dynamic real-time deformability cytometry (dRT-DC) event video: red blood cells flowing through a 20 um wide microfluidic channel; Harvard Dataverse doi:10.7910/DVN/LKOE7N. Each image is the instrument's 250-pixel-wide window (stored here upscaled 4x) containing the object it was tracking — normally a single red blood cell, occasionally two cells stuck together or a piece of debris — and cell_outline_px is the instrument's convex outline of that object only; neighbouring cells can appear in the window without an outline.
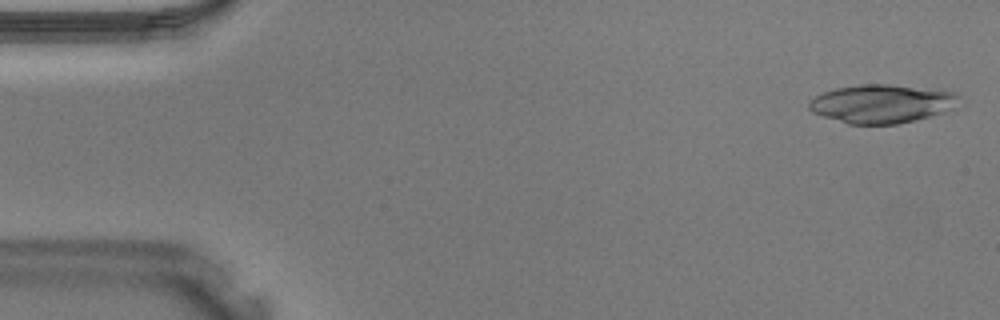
{"species": "Egyptian fruit bat (a non-hibernating species)", "species_latin": "Rousettus aegyptiacus", "temperature_condition": "warm", "stored_images_in_passage": 16, "camera_frame_rate_fps": 3000, "um_per_image_px": 0.085, "animal": {"sex": "male"}, "frame": {"image": 1, "passage_image": 1, "time_ms": 0.0, "image_size_px": [1000, 320], "cell_outline_px": [[960, 96], [944, 112], [896, 124], [848, 124], [812, 112], [808, 108], [808, 100], [824, 92], [836, 88], [860, 84], [888, 84], [956, 92]], "centroid_in_image_um": [74.86, 8.81], "position_along_channel_um": 10.1, "area_um2": 33.06}}
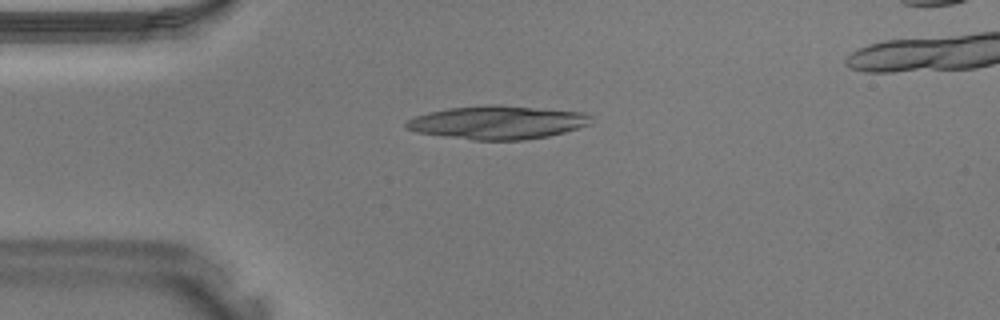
{"frame": {"image": 2, "passage_image": 9, "time_ms": 2.667, "image_size_px": [1000, 320], "cell_outline_px": [[592, 116], [588, 124], [564, 132], [548, 136], [524, 140], [472, 140], [444, 136], [420, 132], [404, 128], [404, 124], [408, 120], [416, 116], [428, 112], [448, 108], [488, 104], [496, 104], [584, 112]], "centroid_in_image_um": [42.27, 10.4], "position_along_channel_um": 42.7, "area_um2": 35.84}}